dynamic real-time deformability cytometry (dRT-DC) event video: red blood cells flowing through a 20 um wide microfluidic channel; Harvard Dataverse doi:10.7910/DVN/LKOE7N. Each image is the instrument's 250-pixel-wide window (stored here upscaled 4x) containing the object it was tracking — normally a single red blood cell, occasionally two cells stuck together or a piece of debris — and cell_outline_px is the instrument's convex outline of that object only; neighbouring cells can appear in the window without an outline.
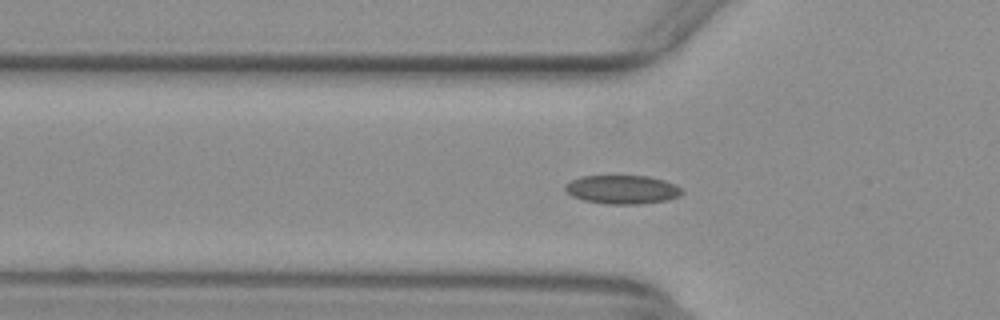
{"species": "common noctule bat (a hibernating species)", "species_latin": "Nyctalus noctula", "temperature_condition": "warm", "stored_images_in_passage": 46, "camera_frame_rate_fps": 3000, "um_per_image_px": 0.085, "animal": {"sex": "female", "body_mass_g": 29.2, "forearm_length_mm": 56.3}, "frame": {"image": 1, "passage_image": 11, "time_ms": 3.333, "image_size_px": [1000, 320], "cell_outline_px": [[684, 192], [680, 196], [668, 200], [640, 204], [608, 204], [584, 200], [572, 196], [564, 188], [564, 184], [580, 176], [648, 176], [664, 180], [676, 184]], "centroid_in_image_um": [52.91, 16.11], "position_along_channel_um": 72.9, "area_um2": 19.59}}
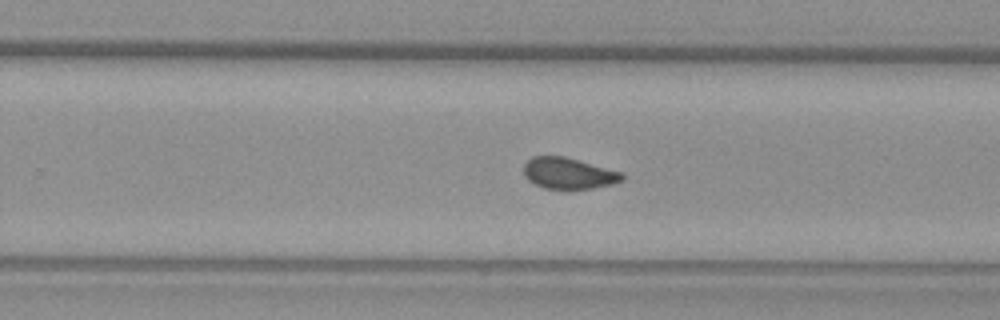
{"frame": {"image": 2, "passage_image": 27, "time_ms": 8.667, "image_size_px": [1000, 320], "cell_outline_px": [[624, 180], [612, 184], [592, 188], [568, 192], [544, 188], [532, 184], [524, 176], [524, 164], [532, 156], [564, 156], [624, 172]], "centroid_in_image_um": [48.33, 14.77], "position_along_channel_um": 281.5, "area_um2": 18.67}}
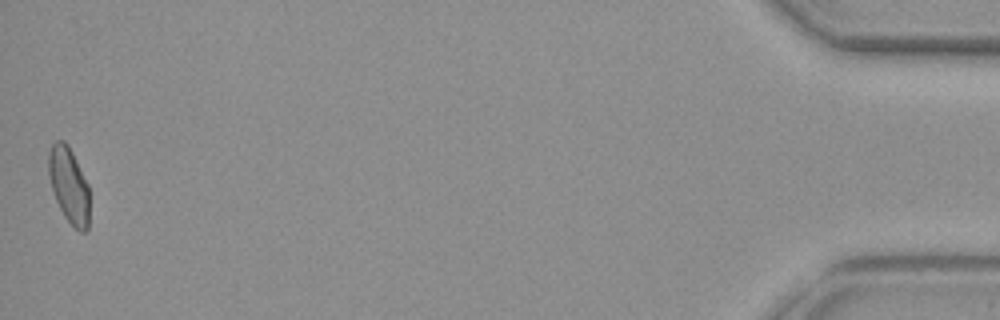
{"frame": {"image": 3, "passage_image": 46, "time_ms": 15.0, "image_size_px": [1000, 320], "cell_outline_px": [[88, 228], [84, 232], [80, 232], [64, 216], [56, 200], [52, 188], [48, 172], [48, 152], [52, 144], [56, 140], [64, 140], [68, 144], [88, 184]], "centroid_in_image_um": [5.84, 15.7], "position_along_channel_um": 429.4, "area_um2": 17.8}, "authors_computed_cell_mechanics": {"area_um2": 18.5249, "velocity_mm_per_s": 3.9125, "shape_relaxation_time_tau1_ms": null, "shape_relaxation_time_tau2_ms": 1.3, "deformation_change_tau1": null, "deformation_change_tau2": 0.0715}}